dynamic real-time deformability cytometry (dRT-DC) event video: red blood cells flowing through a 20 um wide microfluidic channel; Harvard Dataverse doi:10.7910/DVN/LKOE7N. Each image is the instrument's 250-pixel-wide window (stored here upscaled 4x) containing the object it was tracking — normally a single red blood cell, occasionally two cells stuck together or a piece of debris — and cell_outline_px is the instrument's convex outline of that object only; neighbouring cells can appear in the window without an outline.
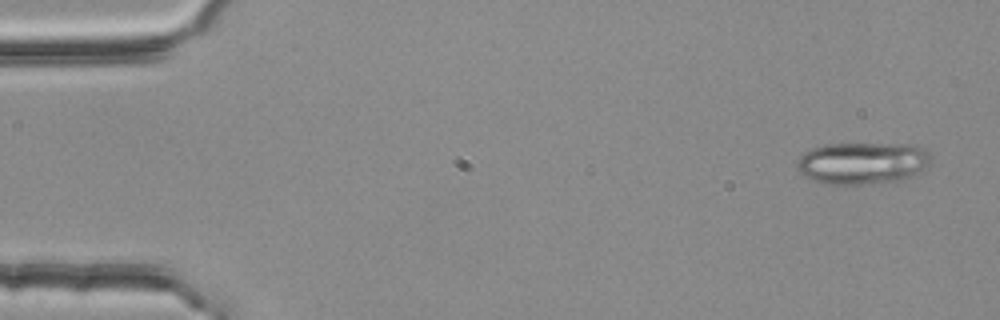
{"species": "common noctule bat (a hibernating species)", "species_latin": "Nyctalus noctula", "temperature_condition": "room temperature", "stored_images_in_passage": 3, "camera_frame_rate_fps": 3000, "um_per_image_px": 0.085, "animal": {"sex": "female", "body_mass_g": 25.1}, "frame": {"image": 1, "passage_image": 1, "time_ms": 0.0, "image_size_px": [1000, 320], "cell_outline_px": [[928, 164], [924, 168], [912, 176], [904, 180], [860, 184], [824, 184], [812, 180], [804, 176], [796, 168], [796, 164], [800, 156], [804, 152], [812, 148], [824, 144], [916, 144], [924, 148], [928, 152]], "centroid_in_image_um": [73.27, 13.86], "position_along_channel_um": 11.7, "area_um2": 32.83}}